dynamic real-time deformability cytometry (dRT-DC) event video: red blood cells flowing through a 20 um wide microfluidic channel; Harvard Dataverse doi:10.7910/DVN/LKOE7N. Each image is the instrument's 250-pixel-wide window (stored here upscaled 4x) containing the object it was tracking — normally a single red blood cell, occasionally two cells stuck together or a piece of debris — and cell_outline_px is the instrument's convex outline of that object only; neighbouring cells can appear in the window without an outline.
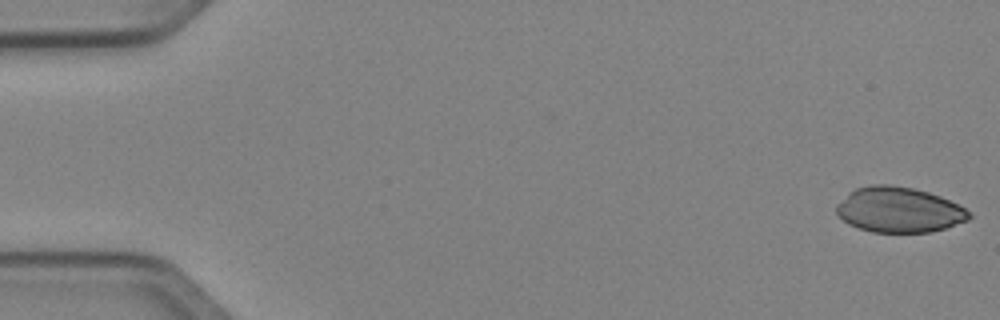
{"species": "Egyptian fruit bat (a non-hibernating species)", "species_latin": "Rousettus aegyptiacus", "temperature_condition": "cold", "stored_images_in_passage": 11, "camera_frame_rate_fps": 3000, "um_per_image_px": 0.085, "animal": {"sex": "female"}, "frame": {"image": 1, "passage_image": 1, "time_ms": 0.0, "image_size_px": [1000, 320], "cell_outline_px": [[972, 216], [968, 220], [932, 232], [872, 232], [848, 224], [836, 212], [836, 204], [848, 192], [856, 188], [872, 184], [892, 184], [912, 188], [928, 192], [940, 196], [964, 208]], "centroid_in_image_um": [76.38, 17.82], "position_along_channel_um": 8.6, "area_um2": 34.91}}